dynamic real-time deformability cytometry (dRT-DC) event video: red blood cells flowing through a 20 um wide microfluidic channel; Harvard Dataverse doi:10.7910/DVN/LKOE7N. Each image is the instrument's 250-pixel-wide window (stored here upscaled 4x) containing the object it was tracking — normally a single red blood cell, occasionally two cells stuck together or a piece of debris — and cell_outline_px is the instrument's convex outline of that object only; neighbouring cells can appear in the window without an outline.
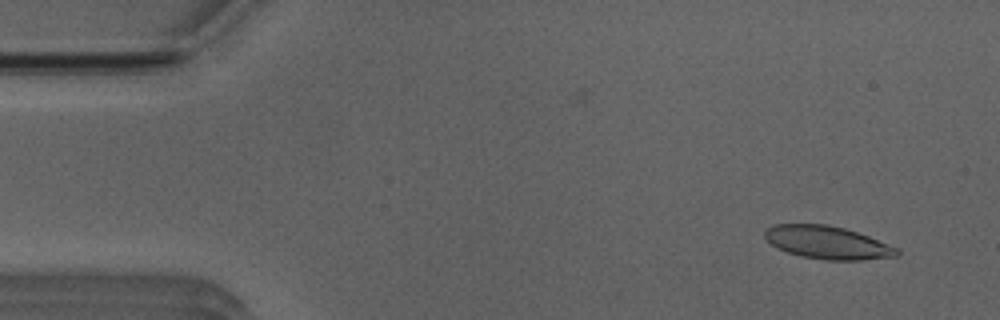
{"species": "Egyptian fruit bat (a non-hibernating species)", "species_latin": "Rousettus aegyptiacus", "temperature_condition": "room temperature", "stored_images_in_passage": 51, "camera_frame_rate_fps": 3000, "um_per_image_px": 0.085, "animal": {"sex": "male"}, "frame": {"image": 1, "passage_image": 3, "time_ms": 0.667, "image_size_px": [1000, 320], "cell_outline_px": [[900, 252], [896, 256], [864, 260], [824, 260], [800, 256], [776, 248], [764, 236], [764, 232], [768, 228], [776, 224], [828, 224], [844, 228], [868, 236], [900, 248]], "centroid_in_image_um": [70.35, 20.62], "position_along_channel_um": 14.6, "area_um2": 25.37}}
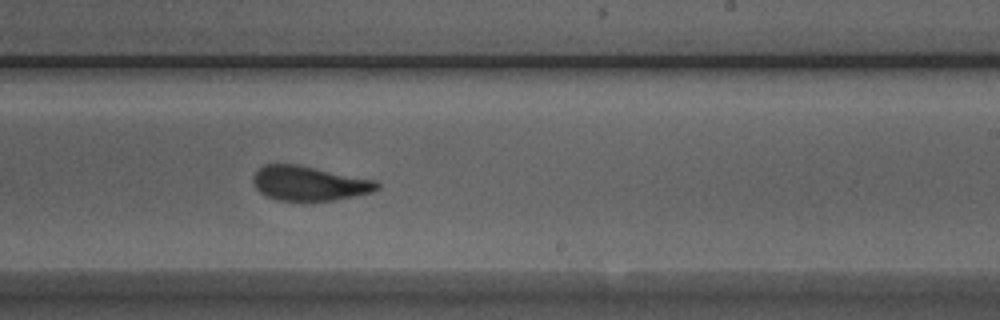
{"frame": {"image": 2, "passage_image": 30, "time_ms": 9.667, "image_size_px": [1000, 320], "cell_outline_px": [[380, 188], [372, 192], [332, 200], [304, 204], [276, 200], [260, 192], [256, 188], [252, 180], [252, 176], [264, 164], [296, 164], [376, 180], [380, 184]], "centroid_in_image_um": [26.26, 15.62], "position_along_channel_um": 262.7, "area_um2": 25.49}}
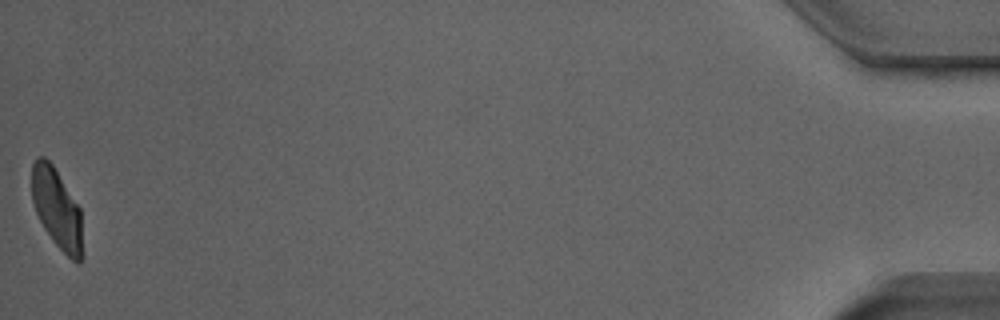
{"frame": {"image": 3, "passage_image": 51, "time_ms": 16.667, "image_size_px": [1000, 320], "cell_outline_px": [[84, 256], [76, 264], [52, 240], [44, 228], [36, 212], [32, 200], [32, 164], [40, 156], [44, 156], [52, 164], [80, 208]], "centroid_in_image_um": [4.86, 17.77], "position_along_channel_um": 430.3, "area_um2": 23.58}, "authors_computed_cell_mechanics": {"area_um2": 25.6632, "velocity_mm_per_s": 3.8998, "shape_relaxation_time_tau1_ms": 4.1187, "shape_relaxation_time_tau2_ms": 0.9381, "deformation_change_tau1": 0.1616, "deformation_change_tau2": 0.0813}}